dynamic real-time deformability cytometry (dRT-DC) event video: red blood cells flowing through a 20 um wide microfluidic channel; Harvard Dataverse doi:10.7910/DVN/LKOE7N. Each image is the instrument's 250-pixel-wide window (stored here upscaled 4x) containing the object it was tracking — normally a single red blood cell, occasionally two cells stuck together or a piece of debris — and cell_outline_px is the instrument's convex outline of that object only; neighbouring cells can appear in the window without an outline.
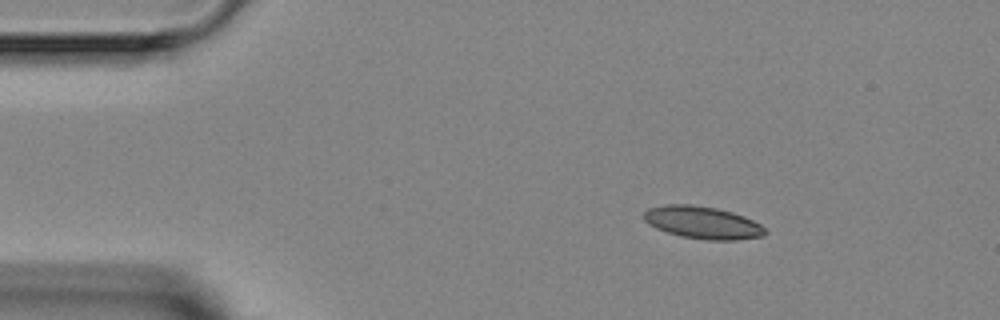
{"species": "Egyptian fruit bat (a non-hibernating species)", "species_latin": "Rousettus aegyptiacus", "temperature_condition": "room temperature", "stored_images_in_passage": 8, "camera_frame_rate_fps": 3000, "um_per_image_px": 0.085, "animal": {"sex": "female"}, "frame": {"image": 1, "passage_image": 1, "time_ms": 0.0, "image_size_px": [1000, 320], "cell_outline_px": [[768, 232], [764, 236], [736, 240], [708, 240], [684, 236], [668, 232], [656, 228], [648, 224], [644, 220], [644, 212], [648, 208], [664, 204], [692, 204], [716, 208], [732, 212], [744, 216], [760, 224]], "centroid_in_image_um": [59.73, 18.91], "position_along_channel_um": 25.3, "area_um2": 22.89}}
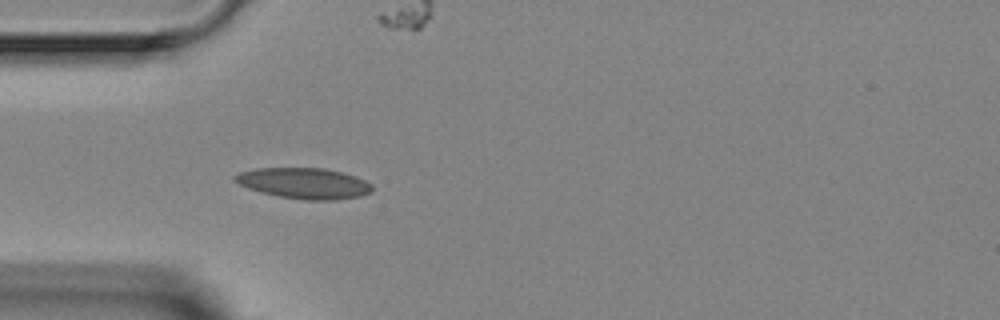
{"frame": {"image": 2, "passage_image": 3, "time_ms": 2.333, "image_size_px": [1000, 320], "cell_outline_px": [[372, 192], [360, 196], [336, 200], [308, 200], [280, 196], [248, 188], [232, 180], [232, 176], [240, 172], [256, 168], [324, 168], [356, 176], [372, 184]], "centroid_in_image_um": [25.86, 15.57], "position_along_channel_um": 59.1, "area_um2": 24.51}}